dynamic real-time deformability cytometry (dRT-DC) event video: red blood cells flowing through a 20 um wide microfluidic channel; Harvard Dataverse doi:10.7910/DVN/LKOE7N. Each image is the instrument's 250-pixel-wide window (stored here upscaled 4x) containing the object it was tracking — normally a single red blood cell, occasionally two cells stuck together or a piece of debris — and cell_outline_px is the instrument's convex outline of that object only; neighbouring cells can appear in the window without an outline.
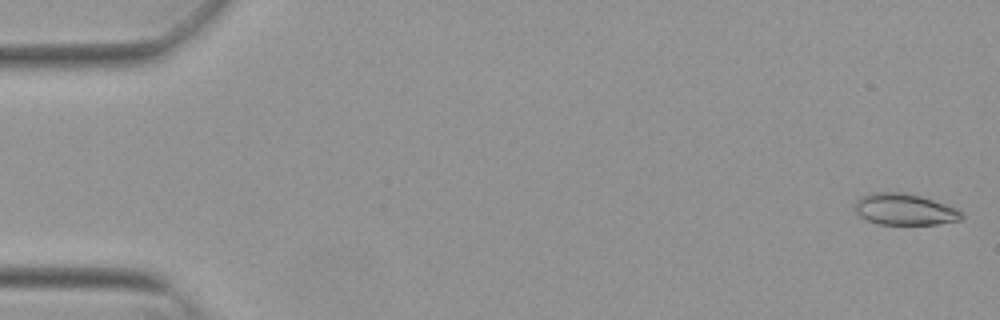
{"species": "Egyptian fruit bat (a non-hibernating species)", "species_latin": "Rousettus aegyptiacus", "temperature_condition": "warm", "stored_images_in_passage": 53, "camera_frame_rate_fps": 3000, "um_per_image_px": 0.085, "animal": {"sex": "female"}, "frame": {"image": 1, "passage_image": 1, "time_ms": 0.0, "image_size_px": [1000, 320], "cell_outline_px": [[964, 216], [960, 220], [940, 224], [880, 224], [868, 220], [860, 216], [852, 208], [852, 204], [860, 196], [868, 192], [904, 192], [920, 196], [956, 208], [964, 212]], "centroid_in_image_um": [76.84, 17.79], "position_along_channel_um": 8.2, "area_um2": 19.77}}
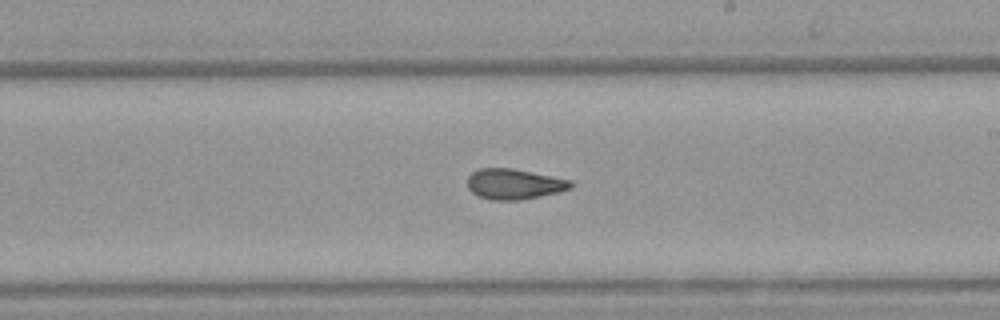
{"frame": {"image": 2, "passage_image": 31, "time_ms": 10.0, "image_size_px": [1000, 320], "cell_outline_px": [[572, 188], [560, 192], [520, 200], [492, 200], [476, 196], [468, 188], [468, 176], [472, 172], [480, 168], [512, 168], [572, 180]], "centroid_in_image_um": [43.7, 15.65], "position_along_channel_um": 245.3, "area_um2": 18.44}}
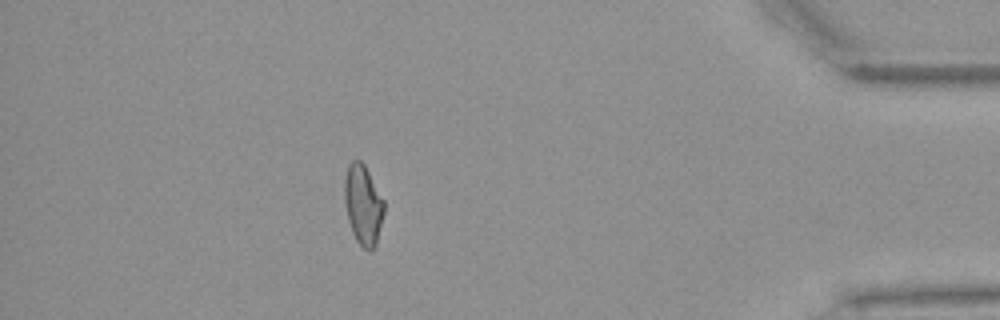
{"frame": {"image": 3, "passage_image": 47, "time_ms": 15.333, "image_size_px": [1000, 320], "cell_outline_px": [[384, 212], [376, 244], [368, 252], [356, 240], [352, 232], [348, 220], [344, 204], [344, 180], [348, 164], [352, 160], [360, 160], [364, 164], [384, 200]], "centroid_in_image_um": [30.85, 17.39], "position_along_channel_um": 404.4, "area_um2": 18.44}, "authors_computed_cell_mechanics": {"area_um2": 18.785, "velocity_mm_per_s": 3.8537, "shape_relaxation_time_tau1_ms": null, "shape_relaxation_time_tau2_ms": 2.3108, "deformation_change_tau1": null, "deformation_change_tau2": 0.093}}